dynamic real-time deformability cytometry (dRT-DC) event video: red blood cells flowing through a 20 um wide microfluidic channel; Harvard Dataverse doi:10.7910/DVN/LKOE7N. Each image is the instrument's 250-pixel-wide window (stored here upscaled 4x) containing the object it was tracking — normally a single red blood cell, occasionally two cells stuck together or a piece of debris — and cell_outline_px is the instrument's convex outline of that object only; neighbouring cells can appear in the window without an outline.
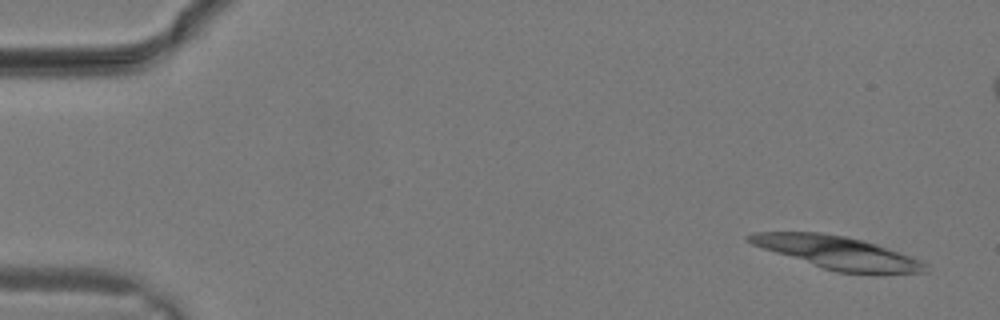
{"species": "common noctule bat (a hibernating species)", "species_latin": "Nyctalus noctula", "temperature_condition": "warm", "stored_images_in_passage": 8, "camera_frame_rate_fps": 3000, "um_per_image_px": 0.085, "animal": {"sex": "male", "body_mass_g": 19.2, "forearm_length_mm": 51.8}, "frame": {"image": 1, "passage_image": 1, "time_ms": 0.0, "image_size_px": [1000, 320], "cell_outline_px": [[928, 272], [836, 272], [752, 244], [744, 240], [744, 236], [752, 232], [820, 232], [844, 236], [864, 240], [876, 244], [920, 260], [924, 264]], "centroid_in_image_um": [71.09, 21.43], "position_along_channel_um": 13.9, "area_um2": 32.48}}